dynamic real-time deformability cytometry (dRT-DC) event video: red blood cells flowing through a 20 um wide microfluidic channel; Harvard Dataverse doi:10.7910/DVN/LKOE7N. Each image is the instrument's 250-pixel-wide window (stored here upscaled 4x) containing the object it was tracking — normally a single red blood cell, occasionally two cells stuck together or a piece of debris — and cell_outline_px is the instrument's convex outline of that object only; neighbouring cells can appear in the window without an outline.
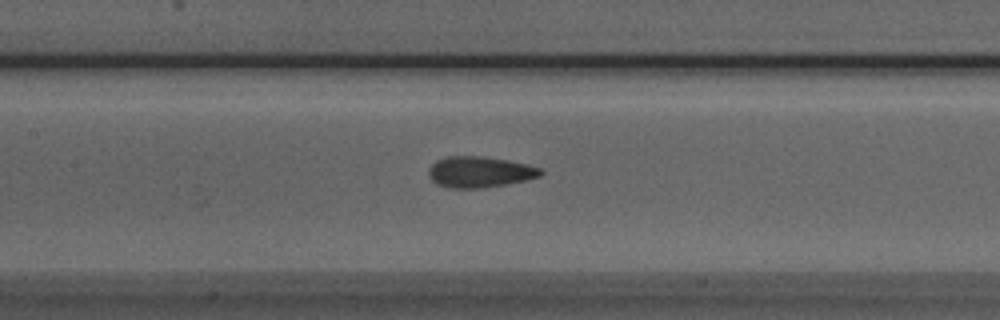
{"species": "Egyptian fruit bat (a non-hibernating species)", "species_latin": "Rousettus aegyptiacus", "temperature_condition": "room temperature", "stored_images_in_passage": 44, "camera_frame_rate_fps": 3000, "um_per_image_px": 0.085, "animal": {"sex": "male"}, "frame": {"image": 1, "passage_image": 16, "time_ms": 5.0, "image_size_px": [1000, 320], "cell_outline_px": [[544, 172], [540, 176], [524, 180], [484, 188], [448, 188], [436, 184], [428, 176], [428, 168], [436, 160], [448, 156], [480, 156], [508, 160], [528, 164], [540, 168]], "centroid_in_image_um": [40.74, 14.61], "position_along_channel_um": 166.7, "area_um2": 20.29}}
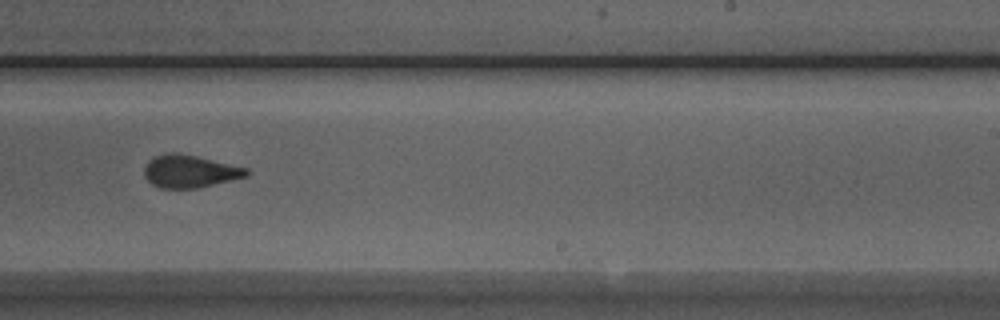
{"frame": {"image": 2, "passage_image": 24, "time_ms": 7.667, "image_size_px": [1000, 320], "cell_outline_px": [[252, 172], [248, 176], [200, 188], [160, 188], [152, 184], [144, 176], [144, 168], [148, 160], [164, 152], [180, 152], [248, 168]], "centroid_in_image_um": [16.15, 14.55], "position_along_channel_um": 272.9, "area_um2": 19.77}}
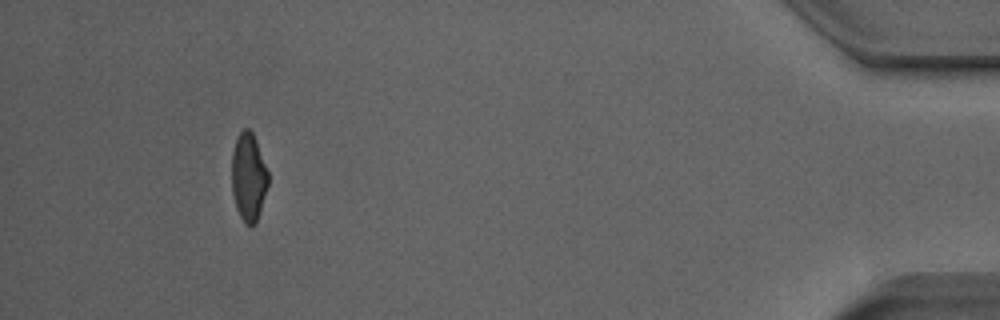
{"frame": {"image": 3, "passage_image": 40, "time_ms": 13.0, "image_size_px": [1000, 320], "cell_outline_px": [[268, 184], [256, 224], [244, 224], [240, 216], [232, 192], [232, 152], [236, 136], [244, 128], [248, 128], [252, 132], [256, 140], [268, 172]], "centroid_in_image_um": [21.12, 15.02], "position_along_channel_um": 414.1, "area_um2": 18.55}, "authors_computed_cell_mechanics": {"area_um2": 19.8254, "velocity_mm_per_s": 3.9954, "shape_relaxation_time_tau1_ms": 5.6277, "shape_relaxation_time_tau2_ms": 1.6289, "deformation_change_tau1": 0.153, "deformation_change_tau2": 0.0803}}